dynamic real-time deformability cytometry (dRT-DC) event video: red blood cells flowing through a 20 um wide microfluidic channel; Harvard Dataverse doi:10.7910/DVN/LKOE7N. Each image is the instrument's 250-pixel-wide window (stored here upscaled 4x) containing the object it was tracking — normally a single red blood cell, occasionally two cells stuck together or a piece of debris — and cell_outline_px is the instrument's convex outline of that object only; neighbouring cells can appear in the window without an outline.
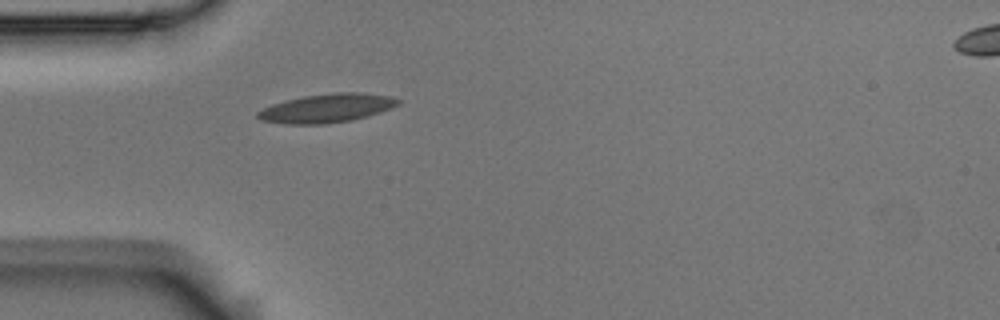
{"species": "Egyptian fruit bat (a non-hibernating species)", "species_latin": "Rousettus aegyptiacus", "temperature_condition": "room temperature", "stored_images_in_passage": 1, "camera_frame_rate_fps": 3000, "um_per_image_px": 0.085, "animal": {"sex": "male"}, "frame": {"image": 1, "passage_image": 1, "time_ms": 0.0, "image_size_px": [1000, 320], "cell_outline_px": [[400, 104], [392, 108], [368, 116], [352, 120], [328, 124], [288, 124], [260, 120], [256, 116], [256, 112], [272, 104], [304, 96], [332, 92], [360, 92], [388, 96], [400, 100]], "centroid_in_image_um": [27.79, 9.2], "position_along_channel_um": 57.2, "area_um2": 23.52}}